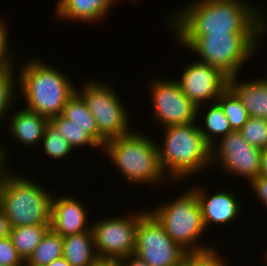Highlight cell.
I'll list each match as a JSON object with an SVG mask.
<instances>
[{"mask_svg": "<svg viewBox=\"0 0 267 266\" xmlns=\"http://www.w3.org/2000/svg\"><path fill=\"white\" fill-rule=\"evenodd\" d=\"M187 5L166 23L173 35L258 34V43L266 35L264 13L247 1L193 0Z\"/></svg>", "mask_w": 267, "mask_h": 266, "instance_id": "obj_1", "label": "cell"}, {"mask_svg": "<svg viewBox=\"0 0 267 266\" xmlns=\"http://www.w3.org/2000/svg\"><path fill=\"white\" fill-rule=\"evenodd\" d=\"M199 125L191 122L163 129V145L157 143V150L169 181H186L210 167L211 147L204 140Z\"/></svg>", "mask_w": 267, "mask_h": 266, "instance_id": "obj_2", "label": "cell"}, {"mask_svg": "<svg viewBox=\"0 0 267 266\" xmlns=\"http://www.w3.org/2000/svg\"><path fill=\"white\" fill-rule=\"evenodd\" d=\"M30 59L19 69V87L28 110L48 119L62 114L66 102L75 94L72 80L50 64Z\"/></svg>", "mask_w": 267, "mask_h": 266, "instance_id": "obj_3", "label": "cell"}, {"mask_svg": "<svg viewBox=\"0 0 267 266\" xmlns=\"http://www.w3.org/2000/svg\"><path fill=\"white\" fill-rule=\"evenodd\" d=\"M100 149L125 179L131 182L130 185L157 186L162 185L163 180H169L160 164L157 142L141 131L139 133L135 130L106 142Z\"/></svg>", "mask_w": 267, "mask_h": 266, "instance_id": "obj_4", "label": "cell"}, {"mask_svg": "<svg viewBox=\"0 0 267 266\" xmlns=\"http://www.w3.org/2000/svg\"><path fill=\"white\" fill-rule=\"evenodd\" d=\"M176 42L200 56V62L218 68L228 78L239 71L258 50V34L173 35Z\"/></svg>", "mask_w": 267, "mask_h": 266, "instance_id": "obj_5", "label": "cell"}, {"mask_svg": "<svg viewBox=\"0 0 267 266\" xmlns=\"http://www.w3.org/2000/svg\"><path fill=\"white\" fill-rule=\"evenodd\" d=\"M13 173L0 185V206L10 227L50 225L53 193L32 179Z\"/></svg>", "mask_w": 267, "mask_h": 266, "instance_id": "obj_6", "label": "cell"}, {"mask_svg": "<svg viewBox=\"0 0 267 266\" xmlns=\"http://www.w3.org/2000/svg\"><path fill=\"white\" fill-rule=\"evenodd\" d=\"M175 198L156 207L153 206V209L148 211L163 226L167 235L188 253L215 248L198 242L206 229L193 188L187 189Z\"/></svg>", "mask_w": 267, "mask_h": 266, "instance_id": "obj_7", "label": "cell"}, {"mask_svg": "<svg viewBox=\"0 0 267 266\" xmlns=\"http://www.w3.org/2000/svg\"><path fill=\"white\" fill-rule=\"evenodd\" d=\"M106 83L86 80L80 87L82 89L76 88V92L83 98L97 123L101 148L106 142L133 131L129 124L131 123L128 119L129 112L123 106V101L120 100L113 86Z\"/></svg>", "mask_w": 267, "mask_h": 266, "instance_id": "obj_8", "label": "cell"}, {"mask_svg": "<svg viewBox=\"0 0 267 266\" xmlns=\"http://www.w3.org/2000/svg\"><path fill=\"white\" fill-rule=\"evenodd\" d=\"M188 252L174 242L147 211L138 221L134 255L150 266H177Z\"/></svg>", "mask_w": 267, "mask_h": 266, "instance_id": "obj_9", "label": "cell"}, {"mask_svg": "<svg viewBox=\"0 0 267 266\" xmlns=\"http://www.w3.org/2000/svg\"><path fill=\"white\" fill-rule=\"evenodd\" d=\"M147 211H135L91 223L98 257L121 259L133 255L138 221Z\"/></svg>", "mask_w": 267, "mask_h": 266, "instance_id": "obj_10", "label": "cell"}, {"mask_svg": "<svg viewBox=\"0 0 267 266\" xmlns=\"http://www.w3.org/2000/svg\"><path fill=\"white\" fill-rule=\"evenodd\" d=\"M158 79V80H157ZM155 80V81H154ZM151 83L153 119L163 127L196 122L198 108L170 78H154Z\"/></svg>", "mask_w": 267, "mask_h": 266, "instance_id": "obj_11", "label": "cell"}, {"mask_svg": "<svg viewBox=\"0 0 267 266\" xmlns=\"http://www.w3.org/2000/svg\"><path fill=\"white\" fill-rule=\"evenodd\" d=\"M219 140L211 146V166L219 160L225 172L237 174L247 182L259 175L261 149L250 145L239 130H232Z\"/></svg>", "mask_w": 267, "mask_h": 266, "instance_id": "obj_12", "label": "cell"}, {"mask_svg": "<svg viewBox=\"0 0 267 266\" xmlns=\"http://www.w3.org/2000/svg\"><path fill=\"white\" fill-rule=\"evenodd\" d=\"M175 80L183 93L198 108L197 113H200L204 105L216 102L228 87V77L224 73L218 68L196 60L186 65L181 78Z\"/></svg>", "mask_w": 267, "mask_h": 266, "instance_id": "obj_13", "label": "cell"}, {"mask_svg": "<svg viewBox=\"0 0 267 266\" xmlns=\"http://www.w3.org/2000/svg\"><path fill=\"white\" fill-rule=\"evenodd\" d=\"M87 208L73 196L52 197L50 228L62 238L89 231L92 228L87 223ZM90 224V225H88Z\"/></svg>", "mask_w": 267, "mask_h": 266, "instance_id": "obj_14", "label": "cell"}, {"mask_svg": "<svg viewBox=\"0 0 267 266\" xmlns=\"http://www.w3.org/2000/svg\"><path fill=\"white\" fill-rule=\"evenodd\" d=\"M193 188L201 208L205 229L213 223L222 226L233 222L241 214V203L237 201L236 195L231 191L222 190V192L218 191L213 195L209 194V196L207 194L209 191H205L203 187Z\"/></svg>", "mask_w": 267, "mask_h": 266, "instance_id": "obj_15", "label": "cell"}, {"mask_svg": "<svg viewBox=\"0 0 267 266\" xmlns=\"http://www.w3.org/2000/svg\"><path fill=\"white\" fill-rule=\"evenodd\" d=\"M115 0H58L55 14L59 20L98 22L107 18Z\"/></svg>", "mask_w": 267, "mask_h": 266, "instance_id": "obj_16", "label": "cell"}, {"mask_svg": "<svg viewBox=\"0 0 267 266\" xmlns=\"http://www.w3.org/2000/svg\"><path fill=\"white\" fill-rule=\"evenodd\" d=\"M228 86L240 98L249 117L267 120V77L241 82L234 76L228 78Z\"/></svg>", "mask_w": 267, "mask_h": 266, "instance_id": "obj_17", "label": "cell"}, {"mask_svg": "<svg viewBox=\"0 0 267 266\" xmlns=\"http://www.w3.org/2000/svg\"><path fill=\"white\" fill-rule=\"evenodd\" d=\"M9 122V133L13 137L25 144L26 146H35L39 142L41 144L44 136V131L49 123V119L40 114L30 111L27 108H22L11 115Z\"/></svg>", "mask_w": 267, "mask_h": 266, "instance_id": "obj_18", "label": "cell"}, {"mask_svg": "<svg viewBox=\"0 0 267 266\" xmlns=\"http://www.w3.org/2000/svg\"><path fill=\"white\" fill-rule=\"evenodd\" d=\"M63 257L71 266H90L98 258L92 229L63 237Z\"/></svg>", "mask_w": 267, "mask_h": 266, "instance_id": "obj_19", "label": "cell"}, {"mask_svg": "<svg viewBox=\"0 0 267 266\" xmlns=\"http://www.w3.org/2000/svg\"><path fill=\"white\" fill-rule=\"evenodd\" d=\"M49 229L50 225H29L10 228L9 237L23 261L28 260Z\"/></svg>", "mask_w": 267, "mask_h": 266, "instance_id": "obj_20", "label": "cell"}, {"mask_svg": "<svg viewBox=\"0 0 267 266\" xmlns=\"http://www.w3.org/2000/svg\"><path fill=\"white\" fill-rule=\"evenodd\" d=\"M61 115L72 121V123L85 127L86 133L99 144L97 123L85 101L77 92L66 102Z\"/></svg>", "mask_w": 267, "mask_h": 266, "instance_id": "obj_21", "label": "cell"}, {"mask_svg": "<svg viewBox=\"0 0 267 266\" xmlns=\"http://www.w3.org/2000/svg\"><path fill=\"white\" fill-rule=\"evenodd\" d=\"M205 112L206 115L204 116L203 121L205 124L202 127L199 126V129L204 137V140L211 147L216 145L218 139L226 136L230 131H232V129L226 115L217 102L210 103Z\"/></svg>", "mask_w": 267, "mask_h": 266, "instance_id": "obj_22", "label": "cell"}, {"mask_svg": "<svg viewBox=\"0 0 267 266\" xmlns=\"http://www.w3.org/2000/svg\"><path fill=\"white\" fill-rule=\"evenodd\" d=\"M61 257H63V238L50 228L27 262L37 266H46Z\"/></svg>", "mask_w": 267, "mask_h": 266, "instance_id": "obj_23", "label": "cell"}, {"mask_svg": "<svg viewBox=\"0 0 267 266\" xmlns=\"http://www.w3.org/2000/svg\"><path fill=\"white\" fill-rule=\"evenodd\" d=\"M49 122L56 128V130L66 139L70 147H101L88 133L86 128L72 123L69 119L62 115L52 117Z\"/></svg>", "mask_w": 267, "mask_h": 266, "instance_id": "obj_24", "label": "cell"}, {"mask_svg": "<svg viewBox=\"0 0 267 266\" xmlns=\"http://www.w3.org/2000/svg\"><path fill=\"white\" fill-rule=\"evenodd\" d=\"M216 102L221 106L232 130H240L248 121L247 109L229 86L220 94Z\"/></svg>", "mask_w": 267, "mask_h": 266, "instance_id": "obj_25", "label": "cell"}, {"mask_svg": "<svg viewBox=\"0 0 267 266\" xmlns=\"http://www.w3.org/2000/svg\"><path fill=\"white\" fill-rule=\"evenodd\" d=\"M44 153L50 158L65 159L73 149L70 147L66 139L56 130V128L49 122L45 128L44 136L42 138Z\"/></svg>", "mask_w": 267, "mask_h": 266, "instance_id": "obj_26", "label": "cell"}, {"mask_svg": "<svg viewBox=\"0 0 267 266\" xmlns=\"http://www.w3.org/2000/svg\"><path fill=\"white\" fill-rule=\"evenodd\" d=\"M242 137L252 146L259 149L267 148V120L249 117L246 124L239 130Z\"/></svg>", "mask_w": 267, "mask_h": 266, "instance_id": "obj_27", "label": "cell"}, {"mask_svg": "<svg viewBox=\"0 0 267 266\" xmlns=\"http://www.w3.org/2000/svg\"><path fill=\"white\" fill-rule=\"evenodd\" d=\"M14 72V69L0 71V119L8 114V111L14 105L13 102H15L16 96L14 95L16 89H18L15 85L18 84V80L15 82L16 78L14 77L16 75Z\"/></svg>", "mask_w": 267, "mask_h": 266, "instance_id": "obj_28", "label": "cell"}, {"mask_svg": "<svg viewBox=\"0 0 267 266\" xmlns=\"http://www.w3.org/2000/svg\"><path fill=\"white\" fill-rule=\"evenodd\" d=\"M218 249H210L203 252L188 253L186 261L191 266H227L226 260L218 254Z\"/></svg>", "mask_w": 267, "mask_h": 266, "instance_id": "obj_29", "label": "cell"}, {"mask_svg": "<svg viewBox=\"0 0 267 266\" xmlns=\"http://www.w3.org/2000/svg\"><path fill=\"white\" fill-rule=\"evenodd\" d=\"M7 26L5 20H1L0 17V71L5 69H14L15 62L13 53L10 52L9 48V32L7 31ZM14 62V63H13Z\"/></svg>", "mask_w": 267, "mask_h": 266, "instance_id": "obj_30", "label": "cell"}, {"mask_svg": "<svg viewBox=\"0 0 267 266\" xmlns=\"http://www.w3.org/2000/svg\"><path fill=\"white\" fill-rule=\"evenodd\" d=\"M23 259L17 253L10 237L0 238V263L3 266H23Z\"/></svg>", "mask_w": 267, "mask_h": 266, "instance_id": "obj_31", "label": "cell"}, {"mask_svg": "<svg viewBox=\"0 0 267 266\" xmlns=\"http://www.w3.org/2000/svg\"><path fill=\"white\" fill-rule=\"evenodd\" d=\"M251 189L256 193L257 199L267 208V177L258 175L248 182Z\"/></svg>", "mask_w": 267, "mask_h": 266, "instance_id": "obj_32", "label": "cell"}, {"mask_svg": "<svg viewBox=\"0 0 267 266\" xmlns=\"http://www.w3.org/2000/svg\"><path fill=\"white\" fill-rule=\"evenodd\" d=\"M6 147H3L2 142L0 143V185L5 181L7 175L9 174L10 170L5 167L8 164V156ZM8 169V170H7Z\"/></svg>", "mask_w": 267, "mask_h": 266, "instance_id": "obj_33", "label": "cell"}, {"mask_svg": "<svg viewBox=\"0 0 267 266\" xmlns=\"http://www.w3.org/2000/svg\"><path fill=\"white\" fill-rule=\"evenodd\" d=\"M10 224L4 213L3 208L0 206V238L8 237L10 233Z\"/></svg>", "mask_w": 267, "mask_h": 266, "instance_id": "obj_34", "label": "cell"}, {"mask_svg": "<svg viewBox=\"0 0 267 266\" xmlns=\"http://www.w3.org/2000/svg\"><path fill=\"white\" fill-rule=\"evenodd\" d=\"M119 262L121 266H150L145 261L140 260L134 254L119 259Z\"/></svg>", "mask_w": 267, "mask_h": 266, "instance_id": "obj_35", "label": "cell"}, {"mask_svg": "<svg viewBox=\"0 0 267 266\" xmlns=\"http://www.w3.org/2000/svg\"><path fill=\"white\" fill-rule=\"evenodd\" d=\"M90 266H121L119 259L98 257Z\"/></svg>", "mask_w": 267, "mask_h": 266, "instance_id": "obj_36", "label": "cell"}, {"mask_svg": "<svg viewBox=\"0 0 267 266\" xmlns=\"http://www.w3.org/2000/svg\"><path fill=\"white\" fill-rule=\"evenodd\" d=\"M259 175L267 177V148L261 149Z\"/></svg>", "mask_w": 267, "mask_h": 266, "instance_id": "obj_37", "label": "cell"}, {"mask_svg": "<svg viewBox=\"0 0 267 266\" xmlns=\"http://www.w3.org/2000/svg\"><path fill=\"white\" fill-rule=\"evenodd\" d=\"M46 266H71L64 257L54 260Z\"/></svg>", "mask_w": 267, "mask_h": 266, "instance_id": "obj_38", "label": "cell"}, {"mask_svg": "<svg viewBox=\"0 0 267 266\" xmlns=\"http://www.w3.org/2000/svg\"><path fill=\"white\" fill-rule=\"evenodd\" d=\"M177 266H191L186 260H184L181 264Z\"/></svg>", "mask_w": 267, "mask_h": 266, "instance_id": "obj_39", "label": "cell"}, {"mask_svg": "<svg viewBox=\"0 0 267 266\" xmlns=\"http://www.w3.org/2000/svg\"><path fill=\"white\" fill-rule=\"evenodd\" d=\"M23 266H37V265L30 264V263H28L27 261H24V262H23Z\"/></svg>", "mask_w": 267, "mask_h": 266, "instance_id": "obj_40", "label": "cell"}, {"mask_svg": "<svg viewBox=\"0 0 267 266\" xmlns=\"http://www.w3.org/2000/svg\"><path fill=\"white\" fill-rule=\"evenodd\" d=\"M266 254H264V260L266 259V263H267V251L265 252ZM266 256V257H265ZM267 266V265H266Z\"/></svg>", "mask_w": 267, "mask_h": 266, "instance_id": "obj_41", "label": "cell"}]
</instances>
